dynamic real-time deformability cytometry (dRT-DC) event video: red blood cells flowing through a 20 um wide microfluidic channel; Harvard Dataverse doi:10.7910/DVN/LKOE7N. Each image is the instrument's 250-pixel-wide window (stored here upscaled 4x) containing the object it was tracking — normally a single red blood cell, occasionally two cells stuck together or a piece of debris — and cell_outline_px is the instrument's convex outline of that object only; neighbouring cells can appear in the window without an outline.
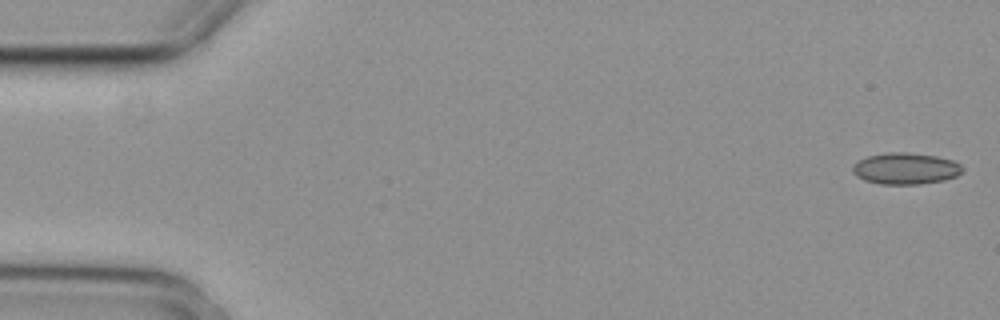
{"species": "common noctule bat (a hibernating species)", "species_latin": "Nyctalus noctula", "temperature_condition": "cold", "stored_images_in_passage": 4, "camera_frame_rate_fps": 3000, "um_per_image_px": 0.085, "animal": {"sex": "female", "body_mass_g": 29.2, "forearm_length_mm": 56.3}, "frame": {"image": 1, "passage_image": 1, "time_ms": 0.0, "image_size_px": [1000, 320], "cell_outline_px": [[964, 172], [956, 176], [944, 180], [920, 184], [880, 184], [864, 180], [856, 176], [852, 172], [852, 164], [868, 156], [884, 152], [908, 152], [936, 156], [952, 160], [960, 164], [964, 168]], "centroid_in_image_um": [76.97, 14.32], "position_along_channel_um": 8.0, "area_um2": 20.35}}
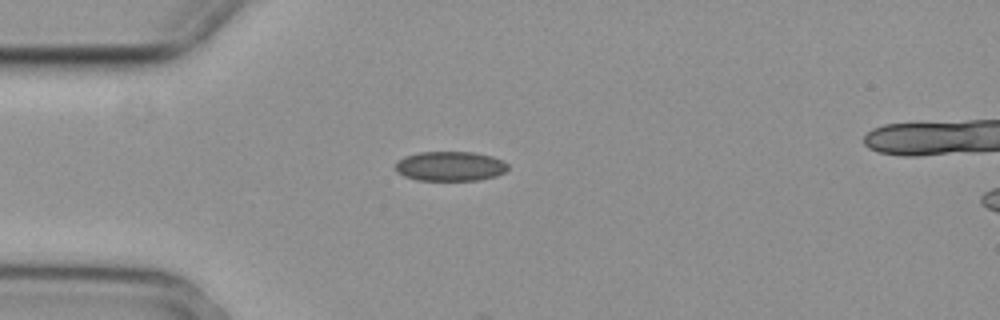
{"frame": {"image": 2, "passage_image": 3, "time_ms": 0.667, "image_size_px": [1000, 320], "cell_outline_px": [[508, 168], [504, 172], [496, 176], [476, 180], [416, 180], [404, 176], [396, 172], [396, 160], [404, 156], [420, 152], [476, 152], [492, 156], [504, 160], [508, 164]], "centroid_in_image_um": [38.26, 14.12], "position_along_channel_um": 46.7, "area_um2": 19.59}}